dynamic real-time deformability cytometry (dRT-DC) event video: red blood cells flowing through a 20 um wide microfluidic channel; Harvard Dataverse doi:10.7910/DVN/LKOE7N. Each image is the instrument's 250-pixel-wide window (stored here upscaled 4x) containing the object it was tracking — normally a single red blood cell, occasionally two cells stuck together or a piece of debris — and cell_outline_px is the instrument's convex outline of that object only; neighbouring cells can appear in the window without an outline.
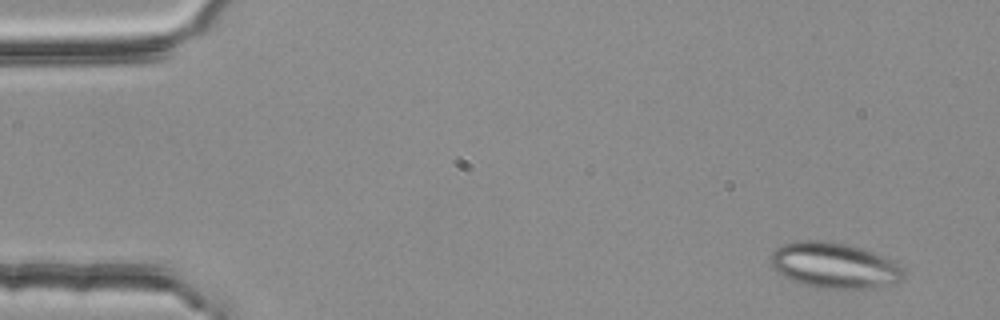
{"species": "common noctule bat (a hibernating species)", "species_latin": "Nyctalus noctula", "temperature_condition": "room temperature", "stored_images_in_passage": 4, "camera_frame_rate_fps": 3000, "um_per_image_px": 0.085, "animal": {"sex": "female", "body_mass_g": 25.1}, "frame": {"image": 1, "passage_image": 1, "time_ms": 0.0, "image_size_px": [1000, 320], "cell_outline_px": [[908, 272], [904, 280], [896, 284], [864, 288], [820, 288], [804, 284], [792, 280], [776, 272], [768, 260], [772, 252], [776, 248], [784, 244], [804, 240], [824, 240], [848, 244], [864, 248], [884, 256]], "centroid_in_image_um": [70.94, 22.55], "position_along_channel_um": 14.1, "area_um2": 35.66}}